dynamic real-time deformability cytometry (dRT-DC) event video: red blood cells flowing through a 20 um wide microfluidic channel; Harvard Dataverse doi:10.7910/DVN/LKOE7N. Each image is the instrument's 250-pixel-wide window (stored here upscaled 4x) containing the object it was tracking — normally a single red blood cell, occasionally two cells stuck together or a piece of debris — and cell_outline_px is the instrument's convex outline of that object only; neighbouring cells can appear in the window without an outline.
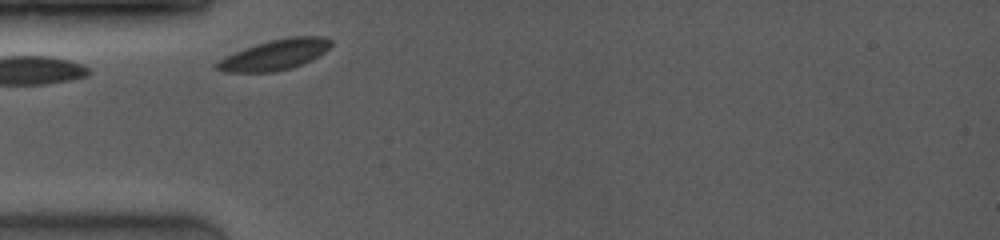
{"species": "common noctule bat (a hibernating species)", "species_latin": "Nyctalus noctula", "temperature_condition": "room temperature", "stored_images_in_passage": 3, "camera_frame_rate_fps": 4000, "um_per_image_px": 0.085, "animal": {"sex": "female", "body_mass_g": 19.0, "forearm_length_mm": 53.3}, "frame": {"image": 1, "passage_image": 1, "time_ms": 0.0, "image_size_px": [1000, 240], "cell_outline_px": [[332, 44], [324, 52], [312, 60], [292, 68], [272, 72], [224, 72], [216, 68], [212, 64], [224, 56], [244, 48], [256, 44], [272, 40], [292, 36], [324, 36], [332, 40]], "centroid_in_image_um": [23.34, 4.66], "position_along_channel_um": 61.7, "area_um2": 20.35}}